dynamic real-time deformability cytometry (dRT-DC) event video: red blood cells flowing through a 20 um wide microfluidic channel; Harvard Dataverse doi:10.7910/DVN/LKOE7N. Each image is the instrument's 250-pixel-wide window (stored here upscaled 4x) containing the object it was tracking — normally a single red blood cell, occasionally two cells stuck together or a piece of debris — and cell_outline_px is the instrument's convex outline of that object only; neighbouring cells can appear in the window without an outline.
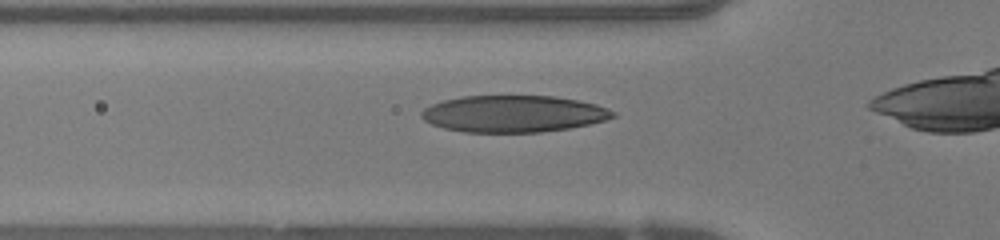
{"species": "human", "species_latin": "Homo sapiens", "temperature_condition": "warm", "stored_images_in_passage": 28, "camera_frame_rate_fps": 3000, "um_per_image_px": 0.085, "donor": {"sex": "female"}, "frame": {"image": 1, "passage_image": 4, "time_ms": 1.0, "image_size_px": [1000, 240], "cell_outline_px": [[616, 116], [604, 120], [588, 124], [568, 128], [540, 132], [464, 132], [444, 128], [432, 124], [424, 120], [420, 116], [420, 112], [424, 108], [432, 104], [444, 100], [464, 96], [556, 96], [596, 104], [608, 108], [616, 112]], "centroid_in_image_um": [43.63, 9.67], "position_along_channel_um": 82.2, "area_um2": 40.92}}
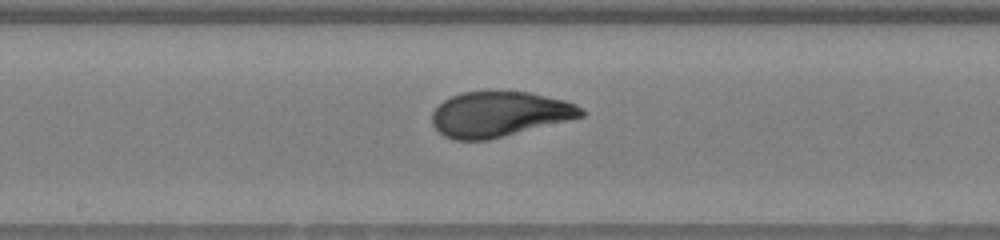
{"frame": {"image": 2, "passage_image": 13, "time_ms": 4.0, "image_size_px": [1000, 240], "cell_outline_px": [[584, 116], [488, 140], [452, 140], [444, 136], [432, 124], [432, 112], [444, 100], [452, 96], [464, 92], [528, 92], [564, 100], [576, 104], [584, 108]], "centroid_in_image_um": [42.44, 9.71], "position_along_channel_um": 205.8, "area_um2": 38.96}}
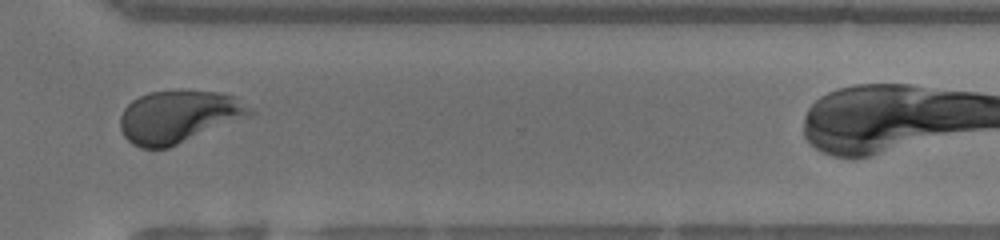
{"frame": {"image": 3, "passage_image": 24, "time_ms": 7.667, "image_size_px": [1000, 240], "cell_outline_px": [[256, 112], [168, 148], [140, 148], [132, 144], [124, 136], [120, 128], [120, 116], [124, 108], [132, 100], [148, 92], [180, 88], [220, 92], [232, 96], [252, 108]], "centroid_in_image_um": [15.12, 9.87], "position_along_channel_um": 355.5, "area_um2": 39.71}}